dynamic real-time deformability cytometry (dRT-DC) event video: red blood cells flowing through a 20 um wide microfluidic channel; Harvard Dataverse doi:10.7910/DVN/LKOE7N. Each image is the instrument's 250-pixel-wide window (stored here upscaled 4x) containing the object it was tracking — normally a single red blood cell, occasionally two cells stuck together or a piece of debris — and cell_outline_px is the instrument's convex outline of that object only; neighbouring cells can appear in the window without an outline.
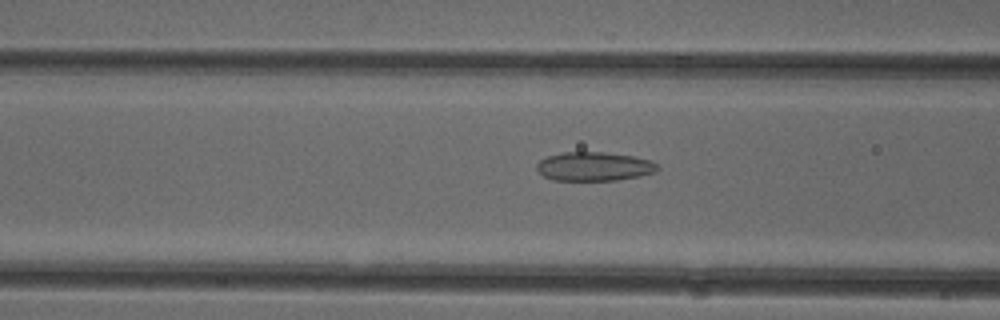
{"species": "common noctule bat (a hibernating species)", "species_latin": "Nyctalus noctula", "temperature_condition": "cold", "stored_images_in_passage": 15, "camera_frame_rate_fps": 3000, "um_per_image_px": 0.085, "animal": {"sex": "female"}, "frame": {"image": 1, "passage_image": 13, "time_ms": 4.0, "image_size_px": [1000, 320], "cell_outline_px": [[660, 168], [656, 172], [640, 176], [616, 180], [552, 180], [544, 176], [536, 168], [536, 164], [540, 160], [548, 156], [564, 152], [604, 152], [636, 156], [652, 160]], "centroid_in_image_um": [50.54, 14.14], "position_along_channel_um": 116.1, "area_um2": 20.46}}